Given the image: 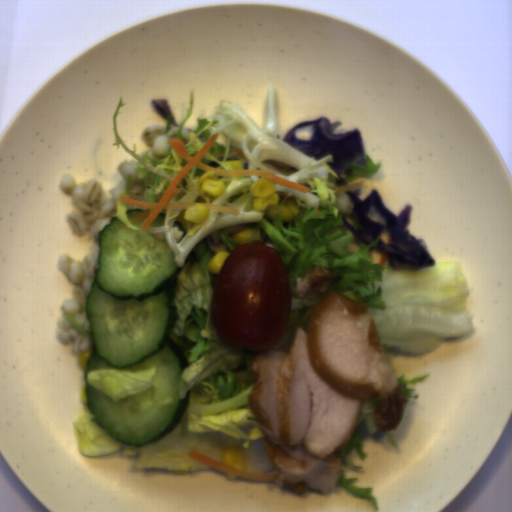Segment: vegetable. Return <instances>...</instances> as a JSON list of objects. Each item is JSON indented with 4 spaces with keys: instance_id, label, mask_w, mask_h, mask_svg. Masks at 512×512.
Returning a JSON list of instances; mask_svg holds the SVG:
<instances>
[{
    "instance_id": "f1789d4c",
    "label": "vegetable",
    "mask_w": 512,
    "mask_h": 512,
    "mask_svg": "<svg viewBox=\"0 0 512 512\" xmlns=\"http://www.w3.org/2000/svg\"><path fill=\"white\" fill-rule=\"evenodd\" d=\"M73 426L78 450L90 457L114 453L121 449L124 443L116 440L100 426L92 411L79 415L77 419L73 420Z\"/></svg>"
},
{
    "instance_id": "f7b5029e",
    "label": "vegetable",
    "mask_w": 512,
    "mask_h": 512,
    "mask_svg": "<svg viewBox=\"0 0 512 512\" xmlns=\"http://www.w3.org/2000/svg\"><path fill=\"white\" fill-rule=\"evenodd\" d=\"M155 372L156 366L139 371L102 368L86 371V375L89 385L118 402L128 394L141 393L152 387L151 381Z\"/></svg>"
},
{
    "instance_id": "96ceb2fe",
    "label": "vegetable",
    "mask_w": 512,
    "mask_h": 512,
    "mask_svg": "<svg viewBox=\"0 0 512 512\" xmlns=\"http://www.w3.org/2000/svg\"><path fill=\"white\" fill-rule=\"evenodd\" d=\"M366 422V432L370 435H374L379 430L376 423L375 417V405L372 400L362 401L357 425L352 434V437L346 448L339 450L334 453L332 456H338L341 460V466L339 470V478L337 479L336 484L348 489L352 493L357 496H365L372 504L373 510H378V505L373 495H371L373 487H355L350 485L351 482L358 481L357 477L354 478H345L343 471V464H349L350 467L355 469H363L362 466H356L352 463L351 459H349L348 455L353 453L355 449L359 458L363 461L365 458H368V453L362 451V444L365 442V438L362 435V425Z\"/></svg>"
},
{
    "instance_id": "ea0f7189",
    "label": "vegetable",
    "mask_w": 512,
    "mask_h": 512,
    "mask_svg": "<svg viewBox=\"0 0 512 512\" xmlns=\"http://www.w3.org/2000/svg\"><path fill=\"white\" fill-rule=\"evenodd\" d=\"M126 104L127 103L123 101V98H121L114 111L112 129L116 141L112 143V146H116L119 150V145L121 144L125 152L140 162L136 167L138 180H144L145 185L152 188V194H149L146 190L147 201L144 202L159 203L172 181L189 162L177 153L171 145L169 146V154L162 159L148 157L147 153L151 149L145 150L141 152V154H137L136 143L132 144V149L126 146L119 135L117 125V116L121 114V107Z\"/></svg>"
},
{
    "instance_id": "b0100df1",
    "label": "vegetable",
    "mask_w": 512,
    "mask_h": 512,
    "mask_svg": "<svg viewBox=\"0 0 512 512\" xmlns=\"http://www.w3.org/2000/svg\"><path fill=\"white\" fill-rule=\"evenodd\" d=\"M429 375L430 374H426V375H423V376H417L414 379H408L405 376V374L400 375L396 381L400 384L405 399H417V398H419L420 394H416V395L409 394V393L415 392L417 390L415 388L408 387V385H416L415 383H417V382H424L423 379H426L427 377H429Z\"/></svg>"
},
{
    "instance_id": "6e5ebb59",
    "label": "vegetable",
    "mask_w": 512,
    "mask_h": 512,
    "mask_svg": "<svg viewBox=\"0 0 512 512\" xmlns=\"http://www.w3.org/2000/svg\"><path fill=\"white\" fill-rule=\"evenodd\" d=\"M130 181H131V175L128 177V179L126 181V185H125L123 192L118 197L117 206H116L117 213L113 217H116L118 220L122 221L130 229L140 231L141 228L132 225L131 222L128 220V217H127L128 203H122V197L130 198V196H129Z\"/></svg>"
},
{
    "instance_id": "8f37a823",
    "label": "vegetable",
    "mask_w": 512,
    "mask_h": 512,
    "mask_svg": "<svg viewBox=\"0 0 512 512\" xmlns=\"http://www.w3.org/2000/svg\"><path fill=\"white\" fill-rule=\"evenodd\" d=\"M364 159H365L364 166L359 165L357 160L347 163L348 168H350V170H351V173L349 176H342L347 181V183L352 182L359 176L373 177L376 174L377 170L382 165L381 160L378 161L377 164H374L372 159L369 156H367L366 154H364Z\"/></svg>"
},
{
    "instance_id": "add77e79",
    "label": "vegetable",
    "mask_w": 512,
    "mask_h": 512,
    "mask_svg": "<svg viewBox=\"0 0 512 512\" xmlns=\"http://www.w3.org/2000/svg\"><path fill=\"white\" fill-rule=\"evenodd\" d=\"M194 109V89L189 107L179 123L177 139L194 158L218 133L210 150L200 159L210 168L233 170L228 160L244 161V171H267L286 181L308 187L303 192L278 184L279 203L288 198L300 207L291 221L275 220L267 210L254 207L251 186L259 175H216L225 188L219 196L202 193L198 179L207 171L195 165L181 178L167 203H207L233 207L239 214L207 208L203 223L185 219L187 208L167 209L165 224L149 227L146 234L167 240L177 269L166 286L167 326L164 342L181 365L177 391L178 411L167 428L141 445H125L124 455H137L134 469L167 468L176 475L210 469L191 459L190 451L222 463L227 449H240L243 460L252 441L264 436L249 408L255 380L251 363L260 351L237 348L223 342L212 319L214 292L220 274L209 271L210 260L220 252L241 245L232 235L246 228L259 230L258 241L274 249L286 269L290 289L314 266L332 269L325 292L315 298L291 293L287 325L273 348L290 349L295 329L306 333L313 305L335 291L365 306L379 330L383 355L389 347L400 352L435 350L449 338H460L475 329L467 312L468 280L457 261L436 262L422 269L380 265L379 235L370 244L354 243L343 213L336 205L339 174L329 162L332 154L315 161L279 136L278 98L269 86L260 128L235 102L220 100L213 117H198L197 126L185 125Z\"/></svg>"
}]
</instances>
